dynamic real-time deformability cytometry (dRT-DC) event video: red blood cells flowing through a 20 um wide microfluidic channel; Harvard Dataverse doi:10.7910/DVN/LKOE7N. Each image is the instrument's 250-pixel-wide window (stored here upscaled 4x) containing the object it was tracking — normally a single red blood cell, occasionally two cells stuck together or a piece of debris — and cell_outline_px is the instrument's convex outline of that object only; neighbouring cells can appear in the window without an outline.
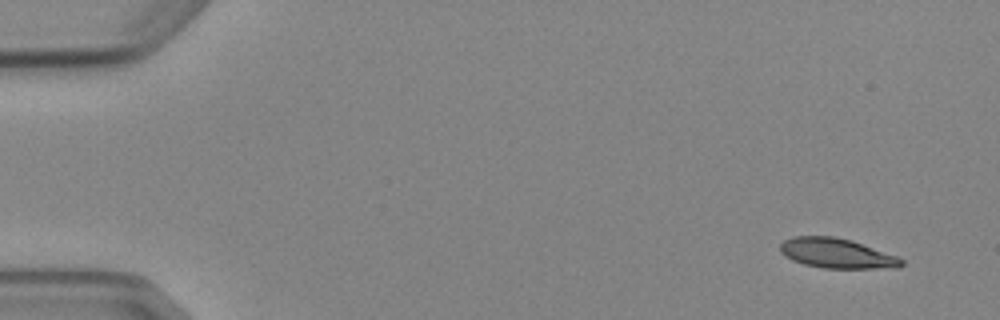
{"species": "Egyptian fruit bat (a non-hibernating species)", "species_latin": "Rousettus aegyptiacus", "temperature_condition": "cold", "stored_images_in_passage": 5, "segment_of_instrument_passage": [1, 2], "camera_frame_rate_fps": 3000, "um_per_image_px": 0.085, "animal": {"sex": "female"}, "frame": {"image": 1, "passage_image": 1, "time_ms": 0.0, "image_size_px": [1000, 320], "cell_outline_px": [[904, 264], [900, 268], [824, 268], [804, 264], [792, 260], [784, 256], [780, 252], [780, 244], [784, 240], [796, 236], [832, 236], [852, 240], [896, 256], [904, 260]], "centroid_in_image_um": [71.12, 21.53], "position_along_channel_um": 13.9, "area_um2": 21.1}}